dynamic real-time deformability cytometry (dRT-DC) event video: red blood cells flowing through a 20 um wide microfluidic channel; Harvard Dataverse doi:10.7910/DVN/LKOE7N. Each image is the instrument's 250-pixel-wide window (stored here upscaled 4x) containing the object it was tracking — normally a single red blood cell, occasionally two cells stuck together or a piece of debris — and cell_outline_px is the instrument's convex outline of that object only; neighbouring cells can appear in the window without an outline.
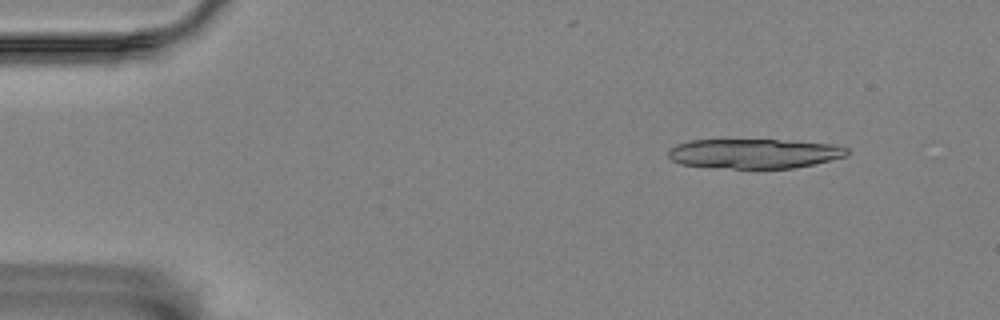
{"species": "Egyptian fruit bat (a non-hibernating species)", "species_latin": "Rousettus aegyptiacus", "temperature_condition": "room temperature", "stored_images_in_passage": 50, "segment_of_instrument_passage": [1, 2], "camera_frame_rate_fps": 3000, "um_per_image_px": 0.085, "animal": {"sex": "female"}, "frame": {"image": 1, "passage_image": 3, "time_ms": 0.667, "image_size_px": [1000, 320], "cell_outline_px": [[848, 152], [844, 156], [812, 164], [792, 168], [756, 172], [716, 168], [680, 164], [672, 160], [668, 156], [668, 152], [676, 144], [692, 140], [776, 140], [836, 144], [848, 148]], "centroid_in_image_um": [64.07, 13.1], "position_along_channel_um": 20.9, "area_um2": 31.73}}